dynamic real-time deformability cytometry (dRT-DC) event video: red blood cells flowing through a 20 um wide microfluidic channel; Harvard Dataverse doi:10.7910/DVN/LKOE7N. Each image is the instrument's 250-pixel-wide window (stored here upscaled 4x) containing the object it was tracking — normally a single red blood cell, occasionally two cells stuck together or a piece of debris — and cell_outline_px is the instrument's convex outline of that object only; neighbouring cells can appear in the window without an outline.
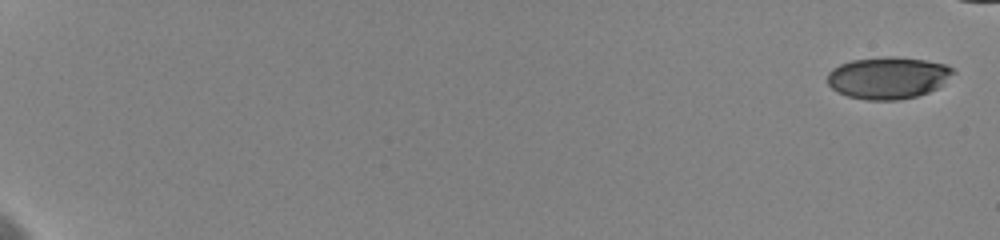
{"species": "human", "species_latin": "Homo sapiens", "temperature_condition": "cold", "stored_images_in_passage": 16, "camera_frame_rate_fps": 3000, "um_per_image_px": 0.085, "donor": {"sex": "female"}, "frame": {"image": 1, "passage_image": 1, "time_ms": 0.0, "image_size_px": [1000, 240], "cell_outline_px": [[956, 72], [936, 88], [928, 92], [916, 96], [896, 100], [868, 100], [848, 96], [836, 92], [828, 84], [828, 72], [832, 68], [840, 64], [852, 60], [884, 56], [896, 56], [924, 60], [944, 64], [952, 68]], "centroid_in_image_um": [75.45, 6.6], "position_along_channel_um": 9.6, "area_um2": 30.69}}
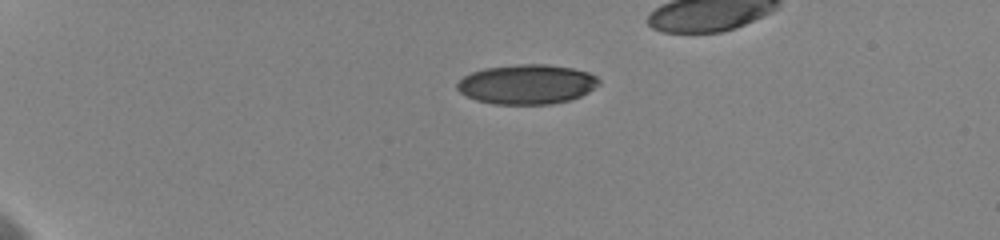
{"frame": {"image": 2, "passage_image": 8, "time_ms": 5.0, "image_size_px": [1000, 240], "cell_outline_px": [[600, 84], [588, 92], [580, 96], [568, 100], [552, 104], [492, 104], [476, 100], [460, 92], [456, 88], [456, 84], [464, 76], [472, 72], [484, 68], [516, 64], [548, 64], [572, 68], [588, 72], [596, 76], [600, 80]], "centroid_in_image_um": [44.79, 7.16], "position_along_channel_um": 40.2, "area_um2": 32.83}}